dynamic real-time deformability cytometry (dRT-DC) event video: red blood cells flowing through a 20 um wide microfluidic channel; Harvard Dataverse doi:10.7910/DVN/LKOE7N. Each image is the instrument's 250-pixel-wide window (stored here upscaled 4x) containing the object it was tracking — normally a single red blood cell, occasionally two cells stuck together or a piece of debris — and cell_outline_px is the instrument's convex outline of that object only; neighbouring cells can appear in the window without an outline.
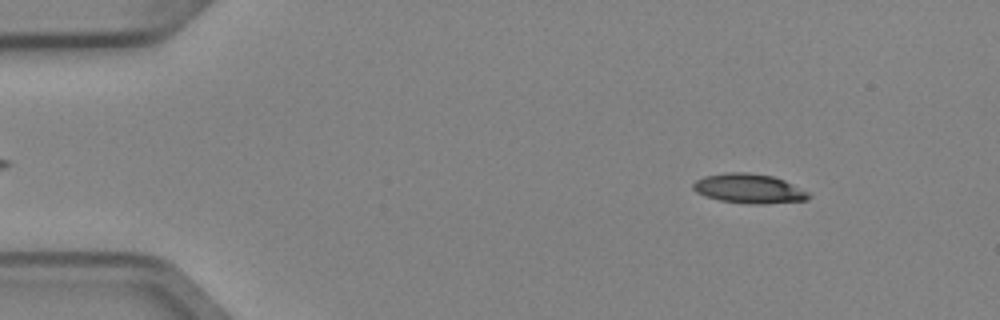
{"species": "Egyptian fruit bat (a non-hibernating species)", "species_latin": "Rousettus aegyptiacus", "temperature_condition": "cold", "stored_images_in_passage": 3, "camera_frame_rate_fps": 3000, "um_per_image_px": 0.085, "animal": {"sex": "female"}, "frame": {"image": 1, "passage_image": 1, "time_ms": 0.0, "image_size_px": [1000, 320], "cell_outline_px": [[812, 196], [808, 200], [764, 204], [748, 204], [720, 200], [704, 196], [696, 192], [692, 188], [692, 184], [696, 180], [704, 176], [728, 172], [748, 172], [772, 176], [784, 180], [808, 192]], "centroid_in_image_um": [63.65, 16.03], "position_along_channel_um": 21.3, "area_um2": 19.94}}